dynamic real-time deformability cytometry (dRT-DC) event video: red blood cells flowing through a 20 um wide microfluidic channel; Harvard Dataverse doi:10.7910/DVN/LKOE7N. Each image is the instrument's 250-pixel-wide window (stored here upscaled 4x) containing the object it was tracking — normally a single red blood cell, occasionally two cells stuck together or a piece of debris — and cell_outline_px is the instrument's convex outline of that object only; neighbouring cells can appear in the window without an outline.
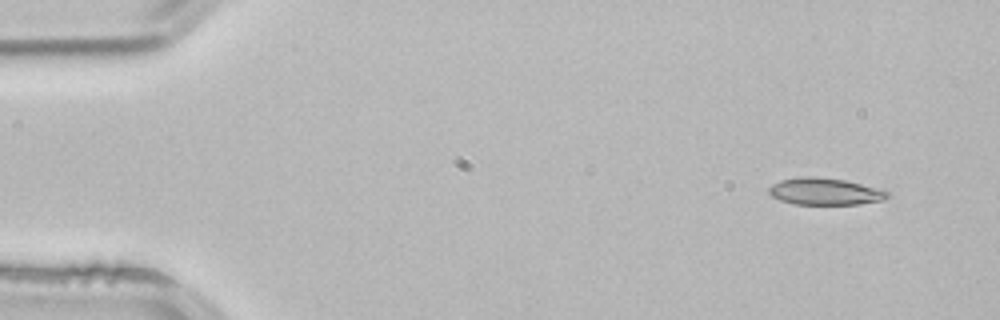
{"species": "common noctule bat (a hibernating species)", "species_latin": "Nyctalus noctula", "temperature_condition": "room temperature", "stored_images_in_passage": 4, "camera_frame_rate_fps": 3000, "um_per_image_px": 0.085, "animal": {"sex": "male", "body_mass_g": 21.5, "forearm_length_mm": 52.0}, "frame": {"image": 1, "passage_image": 1, "time_ms": 0.0, "image_size_px": [1000, 320], "cell_outline_px": [[892, 196], [884, 200], [856, 204], [796, 204], [780, 200], [772, 196], [768, 192], [768, 188], [772, 184], [780, 180], [800, 176], [816, 176], [844, 180], [860, 184], [888, 192]], "centroid_in_image_um": [70.08, 16.27], "position_along_channel_um": 14.9, "area_um2": 18.5}}
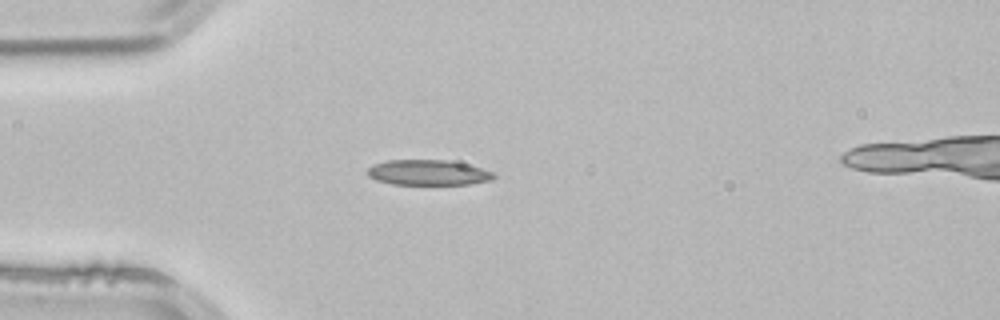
{"frame": {"image": 2, "passage_image": 3, "time_ms": 0.667, "image_size_px": [1000, 320], "cell_outline_px": [[496, 176], [492, 180], [468, 184], [392, 184], [376, 180], [368, 176], [368, 168], [372, 164], [388, 160], [448, 160], [480, 168], [492, 172]], "centroid_in_image_um": [36.35, 14.67], "position_along_channel_um": 48.6, "area_um2": 18.5}}